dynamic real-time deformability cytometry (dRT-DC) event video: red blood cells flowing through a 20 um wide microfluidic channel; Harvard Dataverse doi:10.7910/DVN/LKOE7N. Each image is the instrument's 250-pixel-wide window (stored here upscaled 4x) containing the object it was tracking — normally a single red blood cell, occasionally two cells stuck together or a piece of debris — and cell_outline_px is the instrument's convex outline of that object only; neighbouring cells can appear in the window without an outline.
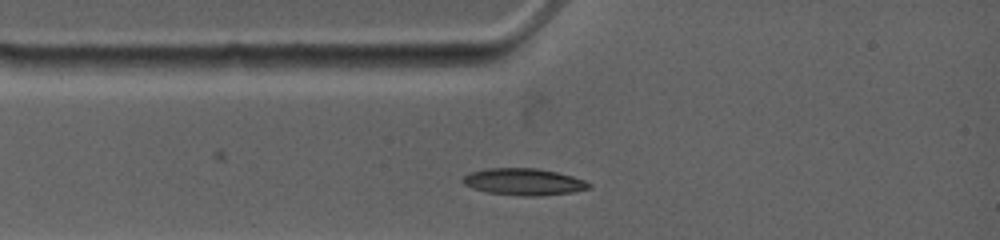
{"species": "common noctule bat (a hibernating species)", "species_latin": "Nyctalus noctula", "temperature_condition": "warm", "stored_images_in_passage": 1, "camera_frame_rate_fps": 4500, "um_per_image_px": 0.085, "animal": {"sex": "female", "body_mass_g": 19.0, "forearm_length_mm": 53.3}, "frame": {"image": 1, "passage_image": 1, "time_ms": 0.0, "image_size_px": [1000, 240], "cell_outline_px": [[592, 188], [572, 192], [536, 196], [524, 196], [488, 192], [472, 188], [464, 184], [460, 180], [464, 176], [472, 172], [488, 168], [536, 168], [556, 172], [572, 176], [584, 180], [592, 184]], "centroid_in_image_um": [44.53, 15.45], "position_along_channel_um": 40.5, "area_um2": 19.59}}